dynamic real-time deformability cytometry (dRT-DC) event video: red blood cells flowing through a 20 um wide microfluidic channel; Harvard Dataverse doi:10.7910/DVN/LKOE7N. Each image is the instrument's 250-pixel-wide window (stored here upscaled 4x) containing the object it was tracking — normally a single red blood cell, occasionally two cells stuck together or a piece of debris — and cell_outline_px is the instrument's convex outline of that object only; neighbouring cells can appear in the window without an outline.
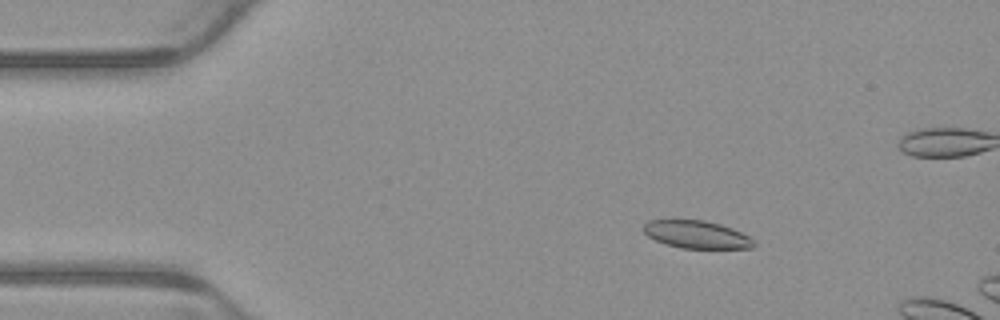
{"species": "common noctule bat (a hibernating species)", "species_latin": "Nyctalus noctula", "temperature_condition": "warm", "stored_images_in_passage": 4, "camera_frame_rate_fps": 3000, "um_per_image_px": 0.085, "animal": {"sex": "male", "body_mass_g": 23.1, "forearm_length_mm": 52.7}, "frame": {"image": 1, "passage_image": 2, "time_ms": 0.333, "image_size_px": [1000, 320], "cell_outline_px": [[756, 244], [752, 248], [680, 248], [664, 244], [648, 236], [644, 232], [644, 224], [648, 220], [704, 220], [720, 224], [732, 228], [756, 240]], "centroid_in_image_um": [59.23, 19.94], "position_along_channel_um": 25.8, "area_um2": 17.8}}